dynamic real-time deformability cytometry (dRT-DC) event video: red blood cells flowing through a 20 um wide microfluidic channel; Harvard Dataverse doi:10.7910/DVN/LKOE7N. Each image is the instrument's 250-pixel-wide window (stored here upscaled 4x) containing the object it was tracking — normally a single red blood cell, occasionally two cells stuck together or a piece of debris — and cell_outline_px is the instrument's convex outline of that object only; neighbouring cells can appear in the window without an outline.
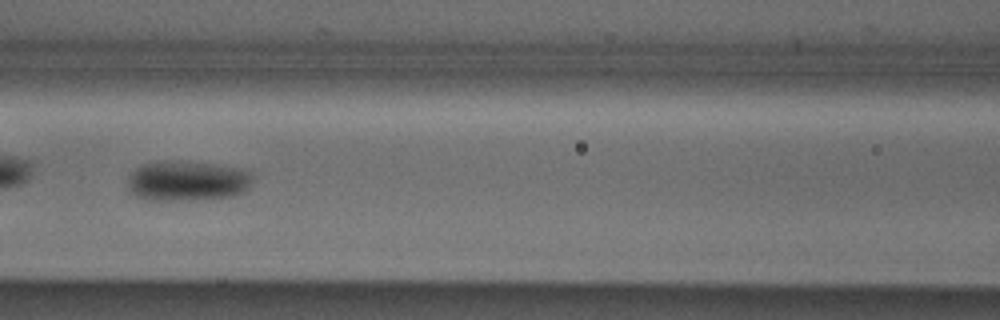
{"species": "Egyptian fruit bat (a non-hibernating species)", "species_latin": "Rousettus aegyptiacus", "temperature_condition": "cold", "stored_images_in_passage": 51, "camera_frame_rate_fps": 3000, "um_per_image_px": 0.085, "animal": {"sex": "male"}, "frame": {"image": 1, "passage_image": 22, "time_ms": 7.0, "image_size_px": [1000, 320], "cell_outline_px": [[252, 180], [248, 188], [244, 192], [236, 196], [188, 200], [144, 200], [136, 196], [128, 188], [128, 176], [136, 168], [144, 164], [168, 160], [216, 164], [252, 168]], "centroid_in_image_um": [15.99, 15.37], "position_along_channel_um": 150.6, "area_um2": 29.82}}